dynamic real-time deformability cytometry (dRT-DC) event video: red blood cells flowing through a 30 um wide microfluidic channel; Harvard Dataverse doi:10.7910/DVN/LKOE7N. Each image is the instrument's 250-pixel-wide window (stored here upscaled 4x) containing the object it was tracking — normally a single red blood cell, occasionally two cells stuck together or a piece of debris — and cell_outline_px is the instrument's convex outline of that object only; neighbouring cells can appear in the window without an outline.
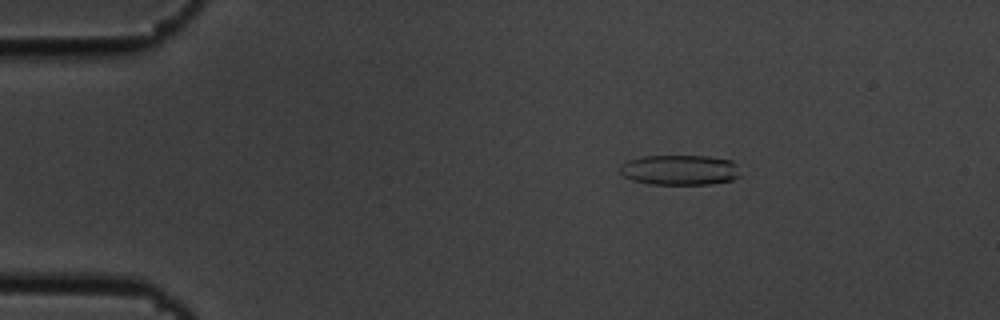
{"species": "common noctule bat (a hibernating species)", "species_latin": "Nyctalus noctula", "temperature_condition": "cold", "stored_images_in_passage": 56, "camera_frame_rate_fps": 3000, "um_per_image_px": 0.085, "animal": {"sex": "male", "body_mass_g": 19.5, "forearm_length_mm": 54.6}, "frame": {"image": 1, "passage_image": 10, "time_ms": 3.0, "image_size_px": [1000, 320], "cell_outline_px": [[740, 176], [732, 180], [712, 184], [652, 184], [632, 180], [624, 176], [620, 172], [620, 164], [628, 160], [644, 156], [708, 156], [732, 160], [736, 164]], "centroid_in_image_um": [57.79, 14.44], "position_along_channel_um": 27.2, "area_um2": 21.21}}
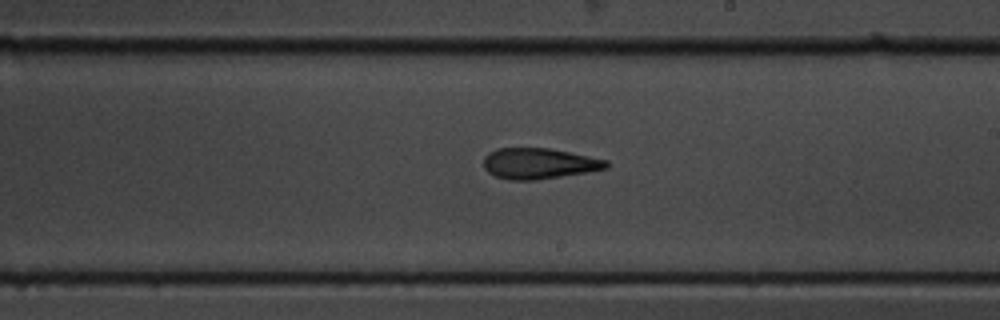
{"frame": {"image": 2, "passage_image": 33, "time_ms": 10.667, "image_size_px": [1000, 320], "cell_outline_px": [[608, 168], [536, 180], [508, 180], [496, 176], [488, 172], [484, 168], [484, 156], [488, 152], [496, 148], [548, 148], [608, 160]], "centroid_in_image_um": [45.76, 13.89], "position_along_channel_um": 243.2, "area_um2": 21.85}}
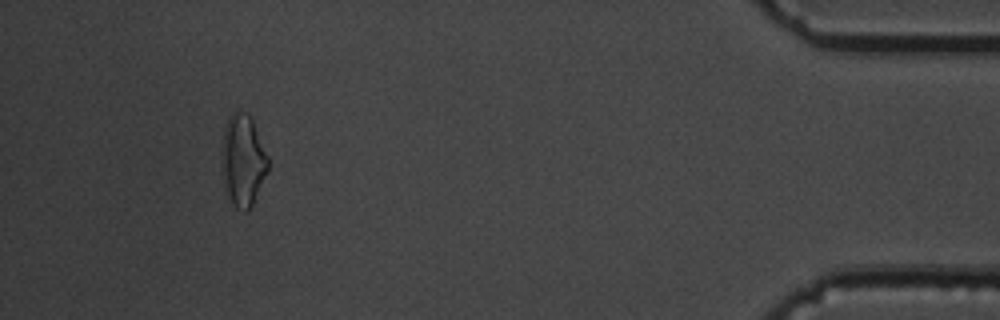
{"frame": {"image": 3, "passage_image": 52, "time_ms": 17.0, "image_size_px": [1000, 320], "cell_outline_px": [[268, 172], [248, 212], [244, 212], [236, 208], [228, 192], [220, 164], [220, 152], [224, 128], [228, 116], [236, 108], [244, 112], [252, 120], [268, 156]], "centroid_in_image_um": [20.63, 13.59], "position_along_channel_um": 414.6, "area_um2": 24.8}, "authors_computed_cell_mechanics": {"area_um2": 22.4264, "velocity_mm_per_s": 3.6632, "shape_relaxation_time_tau1_ms": null, "shape_relaxation_time_tau2_ms": 3.8286, "deformation_change_tau1": null, "deformation_change_tau2": 0.1268}}